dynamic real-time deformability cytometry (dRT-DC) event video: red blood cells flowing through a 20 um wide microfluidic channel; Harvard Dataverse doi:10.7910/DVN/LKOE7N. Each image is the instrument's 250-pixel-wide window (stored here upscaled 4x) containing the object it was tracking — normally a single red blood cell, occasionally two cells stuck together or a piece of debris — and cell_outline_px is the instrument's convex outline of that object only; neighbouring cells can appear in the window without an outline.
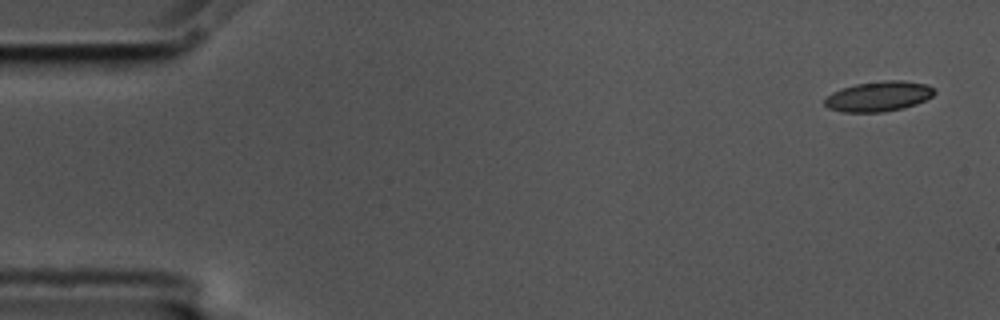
{"species": "common noctule bat (a hibernating species)", "species_latin": "Nyctalus noctula", "temperature_condition": "cold", "stored_images_in_passage": 53, "camera_frame_rate_fps": 3000, "um_per_image_px": 0.085, "animal": {"sex": "male", "body_mass_g": 17.5, "forearm_length_mm": 52.3}, "frame": {"image": 1, "passage_image": 1, "time_ms": 0.0, "image_size_px": [1000, 320], "cell_outline_px": [[936, 92], [932, 96], [916, 104], [904, 108], [884, 112], [840, 112], [828, 108], [824, 104], [824, 100], [832, 92], [840, 88], [856, 84], [884, 80], [900, 80], [928, 84], [936, 88]], "centroid_in_image_um": [74.69, 8.19], "position_along_channel_um": 10.3, "area_um2": 19.48}}
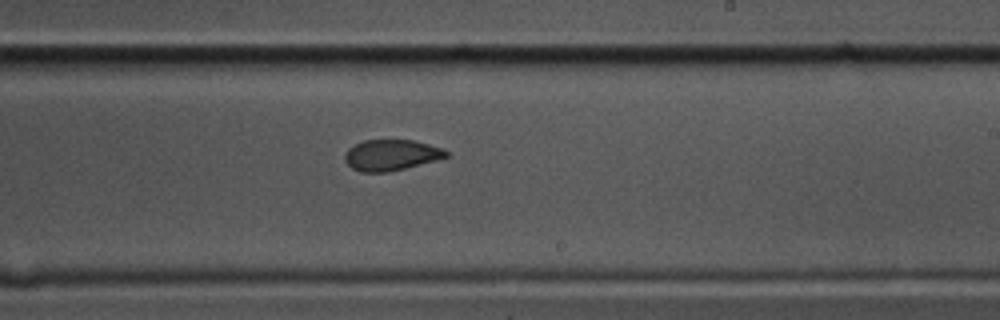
{"frame": {"image": 2, "passage_image": 32, "time_ms": 10.333, "image_size_px": [1000, 320], "cell_outline_px": [[448, 156], [436, 160], [388, 172], [360, 172], [352, 168], [344, 160], [344, 156], [348, 148], [364, 140], [416, 140], [444, 148], [448, 152]], "centroid_in_image_um": [33.25, 13.17], "position_along_channel_um": 255.7, "area_um2": 18.26}}
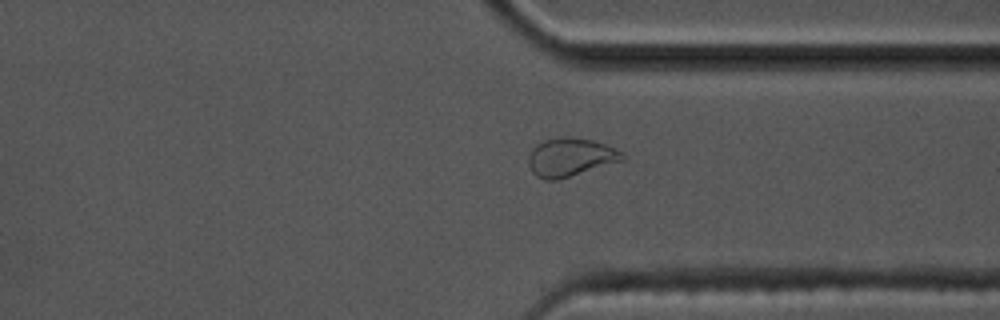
{"frame": {"image": 3, "passage_image": 41, "time_ms": 13.333, "image_size_px": [1000, 320], "cell_outline_px": [[624, 160], [556, 180], [544, 180], [536, 176], [532, 172], [528, 164], [528, 156], [532, 148], [536, 144], [544, 140], [564, 136], [592, 140], [604, 144], [624, 152]], "centroid_in_image_um": [48.45, 13.36], "position_along_channel_um": 363.0, "area_um2": 20.92}}